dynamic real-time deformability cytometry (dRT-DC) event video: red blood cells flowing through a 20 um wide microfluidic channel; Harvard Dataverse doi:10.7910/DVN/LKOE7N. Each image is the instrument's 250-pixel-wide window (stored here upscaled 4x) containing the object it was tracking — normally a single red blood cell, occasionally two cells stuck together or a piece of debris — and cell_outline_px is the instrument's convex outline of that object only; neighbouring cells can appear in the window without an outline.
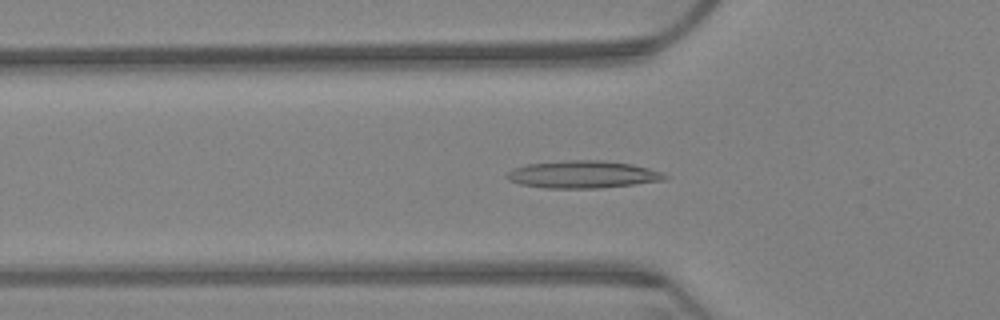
{"species": "Egyptian fruit bat (a non-hibernating species)", "species_latin": "Rousettus aegyptiacus", "temperature_condition": "warm", "stored_images_in_passage": 53, "camera_frame_rate_fps": 3000, "um_per_image_px": 0.085, "animal": {"sex": "female"}, "frame": {"image": 1, "passage_image": 22, "time_ms": 7.0, "image_size_px": [1000, 320], "cell_outline_px": [[668, 180], [600, 188], [544, 188], [520, 184], [508, 180], [504, 176], [508, 172], [516, 168], [528, 164], [572, 160], [600, 160], [632, 164], [664, 172], [668, 176]], "centroid_in_image_um": [49.58, 14.83], "position_along_channel_um": 76.2, "area_um2": 25.2}}
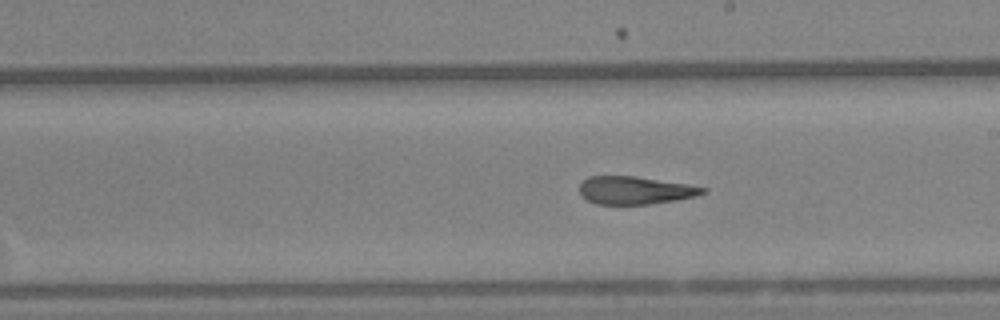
{"frame": {"image": 2, "passage_image": 37, "time_ms": 12.0, "image_size_px": [1000, 320], "cell_outline_px": [[708, 192], [696, 196], [676, 200], [648, 204], [596, 204], [588, 200], [580, 192], [580, 184], [588, 176], [636, 176], [688, 184], [708, 188]], "centroid_in_image_um": [54.03, 16.17], "position_along_channel_um": 235.0, "area_um2": 20.0}}
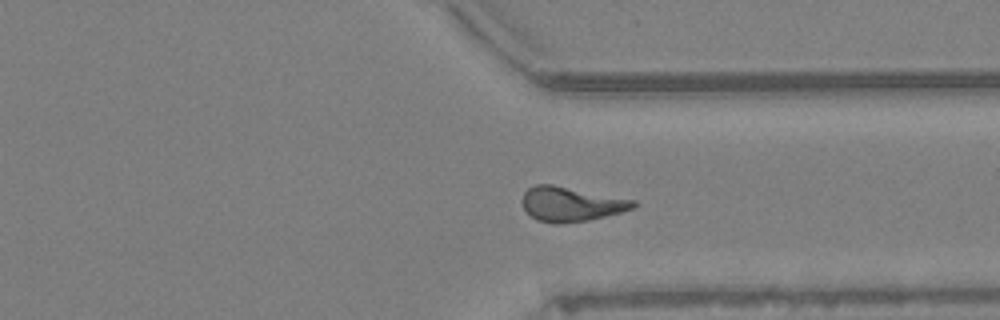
{"frame": {"image": 3, "passage_image": 49, "time_ms": 16.0, "image_size_px": [1000, 320], "cell_outline_px": [[640, 204], [636, 208], [588, 220], [536, 220], [524, 208], [524, 192], [528, 188], [536, 184], [552, 184], [636, 200]], "centroid_in_image_um": [48.63, 17.29], "position_along_channel_um": 362.8, "area_um2": 21.5}, "authors_computed_cell_mechanics": {"area_um2": 22.253, "velocity_mm_per_s": 3.1838, "shape_relaxation_time_tau1_ms": null, "shape_relaxation_time_tau2_ms": 3.0802, "deformation_change_tau1": null, "deformation_change_tau2": 0.1253}}